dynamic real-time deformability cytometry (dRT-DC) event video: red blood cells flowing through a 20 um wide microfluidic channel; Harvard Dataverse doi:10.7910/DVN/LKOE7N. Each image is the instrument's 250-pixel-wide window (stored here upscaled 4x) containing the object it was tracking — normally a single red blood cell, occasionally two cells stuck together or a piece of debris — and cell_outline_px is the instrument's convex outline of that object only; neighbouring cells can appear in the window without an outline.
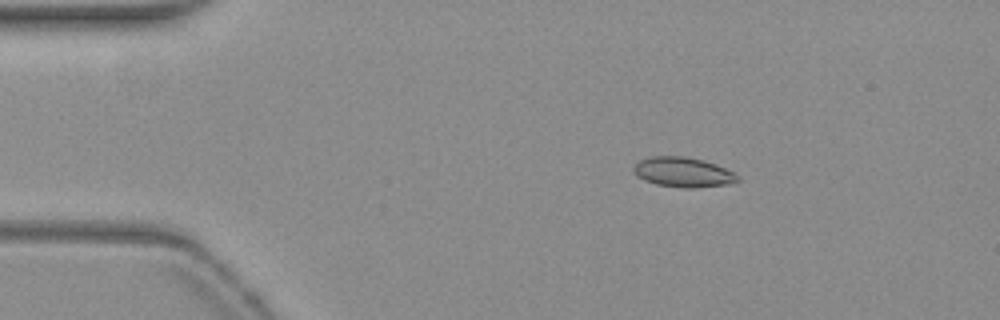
{"species": "common noctule bat (a hibernating species)", "species_latin": "Nyctalus noctula", "temperature_condition": "warm", "stored_images_in_passage": 46, "camera_frame_rate_fps": 3000, "um_per_image_px": 0.085, "animal": {"sex": "female", "body_mass_g": 19.3, "forearm_length_mm": 54.1}, "frame": {"image": 1, "passage_image": 1, "time_ms": 0.0, "image_size_px": [1000, 320], "cell_outline_px": [[740, 180], [732, 184], [692, 188], [684, 188], [656, 184], [644, 180], [636, 176], [632, 168], [640, 160], [652, 156], [684, 156], [704, 160], [736, 172], [740, 176]], "centroid_in_image_um": [58.11, 14.64], "position_along_channel_um": 26.9, "area_um2": 18.32}}
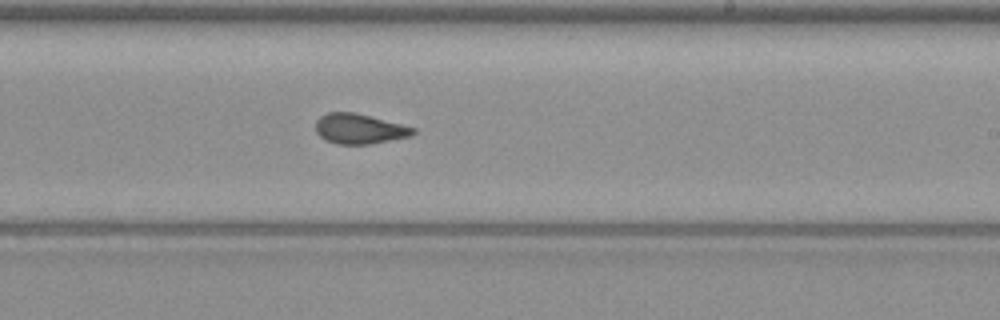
{"frame": {"image": 2, "passage_image": 24, "time_ms": 7.667, "image_size_px": [1000, 320], "cell_outline_px": [[416, 132], [412, 136], [372, 144], [336, 144], [324, 140], [316, 132], [316, 120], [320, 116], [328, 112], [352, 112], [416, 128]], "centroid_in_image_um": [30.53, 10.96], "position_along_channel_um": 258.5, "area_um2": 17.05}}
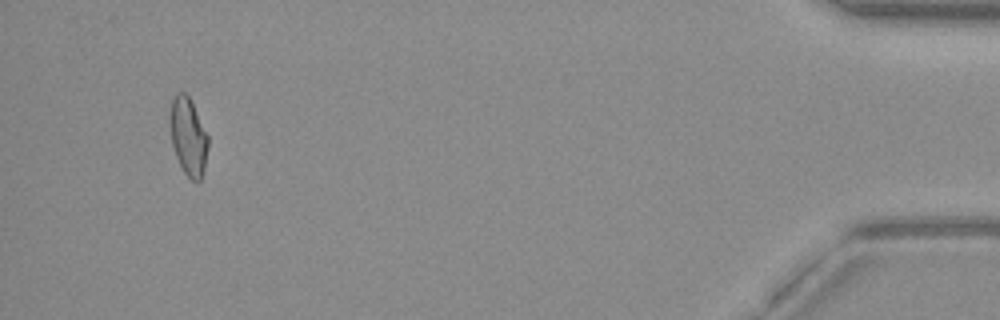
{"frame": {"image": 3, "passage_image": 43, "time_ms": 14.0, "image_size_px": [1000, 320], "cell_outline_px": [[208, 148], [204, 168], [200, 180], [196, 184], [184, 172], [176, 156], [172, 144], [168, 116], [172, 100], [180, 92], [184, 92], [188, 96], [208, 136]], "centroid_in_image_um": [15.98, 11.63], "position_along_channel_um": 419.2, "area_um2": 17.05}, "authors_computed_cell_mechanics": {"area_um2": 17.4845, "velocity_mm_per_s": 3.8265, "shape_relaxation_time_tau1_ms": null, "shape_relaxation_time_tau2_ms": 0.8948, "deformation_change_tau1": null, "deformation_change_tau2": 0.0642}}